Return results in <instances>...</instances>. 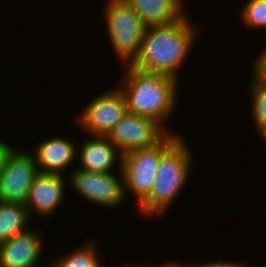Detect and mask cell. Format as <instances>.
<instances>
[{"label":"cell","mask_w":266,"mask_h":267,"mask_svg":"<svg viewBox=\"0 0 266 267\" xmlns=\"http://www.w3.org/2000/svg\"><path fill=\"white\" fill-rule=\"evenodd\" d=\"M186 14L164 26L146 27L139 55L130 64L148 73H161L177 80L197 38V28ZM184 63V64H183Z\"/></svg>","instance_id":"obj_1"},{"label":"cell","mask_w":266,"mask_h":267,"mask_svg":"<svg viewBox=\"0 0 266 267\" xmlns=\"http://www.w3.org/2000/svg\"><path fill=\"white\" fill-rule=\"evenodd\" d=\"M125 69L118 87L126 98L127 112L152 119L170 133L165 122L177 111L179 80L144 72L130 64H125Z\"/></svg>","instance_id":"obj_2"},{"label":"cell","mask_w":266,"mask_h":267,"mask_svg":"<svg viewBox=\"0 0 266 267\" xmlns=\"http://www.w3.org/2000/svg\"><path fill=\"white\" fill-rule=\"evenodd\" d=\"M192 154L182 136L162 154L150 193L136 205L141 215L153 218L170 209L190 180L195 160Z\"/></svg>","instance_id":"obj_3"},{"label":"cell","mask_w":266,"mask_h":267,"mask_svg":"<svg viewBox=\"0 0 266 267\" xmlns=\"http://www.w3.org/2000/svg\"><path fill=\"white\" fill-rule=\"evenodd\" d=\"M104 20L108 39L120 62L131 64L140 53L146 27L124 0H108Z\"/></svg>","instance_id":"obj_4"},{"label":"cell","mask_w":266,"mask_h":267,"mask_svg":"<svg viewBox=\"0 0 266 267\" xmlns=\"http://www.w3.org/2000/svg\"><path fill=\"white\" fill-rule=\"evenodd\" d=\"M180 136L170 132L155 146L122 155L121 172L125 197L129 192L135 195V205L150 193L162 154Z\"/></svg>","instance_id":"obj_5"},{"label":"cell","mask_w":266,"mask_h":267,"mask_svg":"<svg viewBox=\"0 0 266 267\" xmlns=\"http://www.w3.org/2000/svg\"><path fill=\"white\" fill-rule=\"evenodd\" d=\"M117 169L118 177L114 172L97 173L77 168L69 175L68 183L88 203L108 209L118 208L128 196L125 197L121 168Z\"/></svg>","instance_id":"obj_6"},{"label":"cell","mask_w":266,"mask_h":267,"mask_svg":"<svg viewBox=\"0 0 266 267\" xmlns=\"http://www.w3.org/2000/svg\"><path fill=\"white\" fill-rule=\"evenodd\" d=\"M126 113V98L117 85L94 97L74 119L90 136H107Z\"/></svg>","instance_id":"obj_7"},{"label":"cell","mask_w":266,"mask_h":267,"mask_svg":"<svg viewBox=\"0 0 266 267\" xmlns=\"http://www.w3.org/2000/svg\"><path fill=\"white\" fill-rule=\"evenodd\" d=\"M38 174L34 155L14 147L0 172V201L25 205Z\"/></svg>","instance_id":"obj_8"},{"label":"cell","mask_w":266,"mask_h":267,"mask_svg":"<svg viewBox=\"0 0 266 267\" xmlns=\"http://www.w3.org/2000/svg\"><path fill=\"white\" fill-rule=\"evenodd\" d=\"M168 132L152 119L127 112L107 134L121 155L158 144Z\"/></svg>","instance_id":"obj_9"},{"label":"cell","mask_w":266,"mask_h":267,"mask_svg":"<svg viewBox=\"0 0 266 267\" xmlns=\"http://www.w3.org/2000/svg\"><path fill=\"white\" fill-rule=\"evenodd\" d=\"M65 179L66 176L60 174L39 173L35 177L25 203L31 219L34 212L45 219L53 216L55 210L66 201L64 196L68 186Z\"/></svg>","instance_id":"obj_10"},{"label":"cell","mask_w":266,"mask_h":267,"mask_svg":"<svg viewBox=\"0 0 266 267\" xmlns=\"http://www.w3.org/2000/svg\"><path fill=\"white\" fill-rule=\"evenodd\" d=\"M31 227L0 243V267H37L43 253L45 238Z\"/></svg>","instance_id":"obj_11"},{"label":"cell","mask_w":266,"mask_h":267,"mask_svg":"<svg viewBox=\"0 0 266 267\" xmlns=\"http://www.w3.org/2000/svg\"><path fill=\"white\" fill-rule=\"evenodd\" d=\"M77 147L78 144L76 145L75 141L57 135L41 141L35 148H32L38 172L65 175L64 171L77 158Z\"/></svg>","instance_id":"obj_12"},{"label":"cell","mask_w":266,"mask_h":267,"mask_svg":"<svg viewBox=\"0 0 266 267\" xmlns=\"http://www.w3.org/2000/svg\"><path fill=\"white\" fill-rule=\"evenodd\" d=\"M77 147L79 168L97 173H113L114 165L121 168L122 155L106 136H89ZM117 163V164H116Z\"/></svg>","instance_id":"obj_13"},{"label":"cell","mask_w":266,"mask_h":267,"mask_svg":"<svg viewBox=\"0 0 266 267\" xmlns=\"http://www.w3.org/2000/svg\"><path fill=\"white\" fill-rule=\"evenodd\" d=\"M145 27L164 26L181 20L186 11L182 0H124Z\"/></svg>","instance_id":"obj_14"},{"label":"cell","mask_w":266,"mask_h":267,"mask_svg":"<svg viewBox=\"0 0 266 267\" xmlns=\"http://www.w3.org/2000/svg\"><path fill=\"white\" fill-rule=\"evenodd\" d=\"M30 220L25 205L0 201V243L27 231Z\"/></svg>","instance_id":"obj_15"},{"label":"cell","mask_w":266,"mask_h":267,"mask_svg":"<svg viewBox=\"0 0 266 267\" xmlns=\"http://www.w3.org/2000/svg\"><path fill=\"white\" fill-rule=\"evenodd\" d=\"M94 241L88 240L71 253L53 260L51 264L53 267H105L102 265L101 251Z\"/></svg>","instance_id":"obj_16"},{"label":"cell","mask_w":266,"mask_h":267,"mask_svg":"<svg viewBox=\"0 0 266 267\" xmlns=\"http://www.w3.org/2000/svg\"><path fill=\"white\" fill-rule=\"evenodd\" d=\"M251 85V113L255 124V131L261 130L266 126V81L253 69Z\"/></svg>","instance_id":"obj_17"},{"label":"cell","mask_w":266,"mask_h":267,"mask_svg":"<svg viewBox=\"0 0 266 267\" xmlns=\"http://www.w3.org/2000/svg\"><path fill=\"white\" fill-rule=\"evenodd\" d=\"M239 14L244 26L266 28V0H247Z\"/></svg>","instance_id":"obj_18"},{"label":"cell","mask_w":266,"mask_h":267,"mask_svg":"<svg viewBox=\"0 0 266 267\" xmlns=\"http://www.w3.org/2000/svg\"><path fill=\"white\" fill-rule=\"evenodd\" d=\"M195 264V265H194ZM181 265L183 267H246L247 265L243 264L242 262L241 263H237L236 261H230V260H218V261H214V262H207V263H202V264H198L196 265V262L195 263H186L184 264L183 262L181 263Z\"/></svg>","instance_id":"obj_19"},{"label":"cell","mask_w":266,"mask_h":267,"mask_svg":"<svg viewBox=\"0 0 266 267\" xmlns=\"http://www.w3.org/2000/svg\"><path fill=\"white\" fill-rule=\"evenodd\" d=\"M256 57L253 69L266 81V47Z\"/></svg>","instance_id":"obj_20"},{"label":"cell","mask_w":266,"mask_h":267,"mask_svg":"<svg viewBox=\"0 0 266 267\" xmlns=\"http://www.w3.org/2000/svg\"><path fill=\"white\" fill-rule=\"evenodd\" d=\"M13 145H9V143L5 142L4 139H0V172L2 171V168L4 167L5 160L7 156L10 154V152L14 149Z\"/></svg>","instance_id":"obj_21"},{"label":"cell","mask_w":266,"mask_h":267,"mask_svg":"<svg viewBox=\"0 0 266 267\" xmlns=\"http://www.w3.org/2000/svg\"><path fill=\"white\" fill-rule=\"evenodd\" d=\"M161 265L162 264H160V265L159 264L158 265H156V264L155 265L154 264L149 265L148 264V265H141V266L137 265V267H183L180 262H178V261L175 262L174 260H173V262L171 261V263L170 262H167V263L164 262V265H162V266Z\"/></svg>","instance_id":"obj_22"},{"label":"cell","mask_w":266,"mask_h":267,"mask_svg":"<svg viewBox=\"0 0 266 267\" xmlns=\"http://www.w3.org/2000/svg\"><path fill=\"white\" fill-rule=\"evenodd\" d=\"M260 136L262 137L263 140L266 142V126H264L261 130L258 131Z\"/></svg>","instance_id":"obj_23"}]
</instances>
